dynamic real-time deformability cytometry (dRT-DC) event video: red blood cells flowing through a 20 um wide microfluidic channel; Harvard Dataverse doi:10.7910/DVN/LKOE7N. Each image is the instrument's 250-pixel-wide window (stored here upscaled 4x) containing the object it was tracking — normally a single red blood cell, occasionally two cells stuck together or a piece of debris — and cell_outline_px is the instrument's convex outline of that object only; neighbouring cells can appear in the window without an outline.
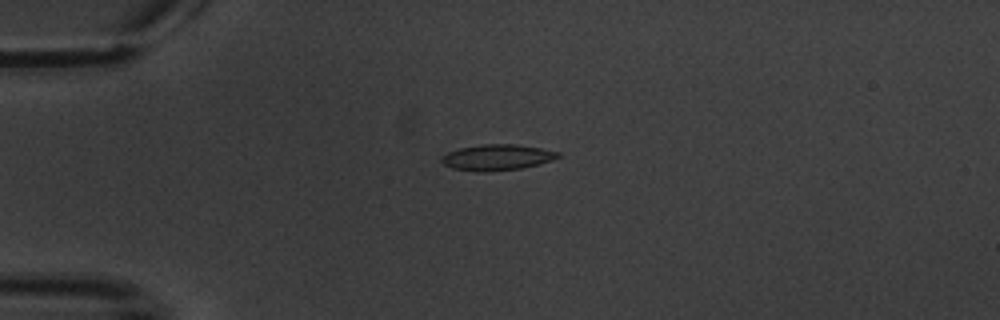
{"species": "common noctule bat (a hibernating species)", "species_latin": "Nyctalus noctula", "temperature_condition": "warm", "stored_images_in_passage": 2, "camera_frame_rate_fps": 3000, "um_per_image_px": 0.085, "animal": {"sex": "male", "body_mass_g": 20.1, "forearm_length_mm": 53.5}, "frame": {"image": 1, "passage_image": 1, "time_ms": 0.0, "image_size_px": [1000, 320], "cell_outline_px": [[560, 156], [552, 160], [540, 164], [520, 168], [484, 172], [476, 172], [452, 168], [444, 164], [440, 160], [448, 152], [460, 148], [484, 144], [516, 144], [540, 148], [560, 152]], "centroid_in_image_um": [42.26, 13.38], "position_along_channel_um": 42.7, "area_um2": 17.46}}